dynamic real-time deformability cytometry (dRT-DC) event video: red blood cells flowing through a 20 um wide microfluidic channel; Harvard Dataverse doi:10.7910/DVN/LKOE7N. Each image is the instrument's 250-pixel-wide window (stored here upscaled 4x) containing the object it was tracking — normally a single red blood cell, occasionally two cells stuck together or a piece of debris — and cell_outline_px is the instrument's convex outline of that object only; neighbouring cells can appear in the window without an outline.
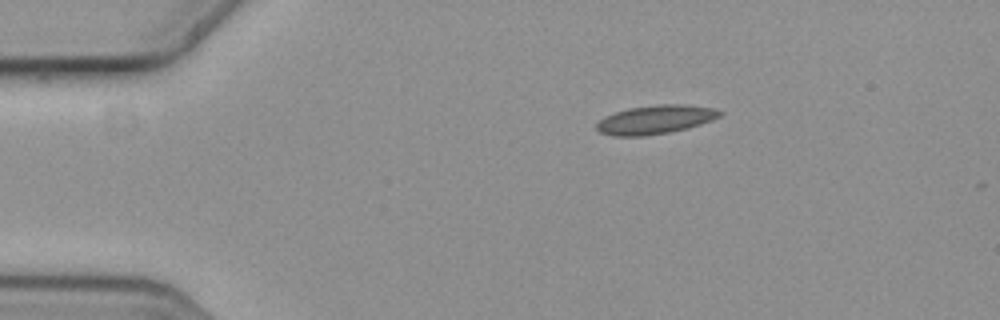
{"species": "common noctule bat (a hibernating species)", "species_latin": "Nyctalus noctula", "temperature_condition": "cold", "stored_images_in_passage": 5, "camera_frame_rate_fps": 3000, "um_per_image_px": 0.085, "animal": {"sex": "female", "body_mass_g": 19.3, "forearm_length_mm": 54.1}, "frame": {"image": 1, "passage_image": 1, "time_ms": 0.0, "image_size_px": [1000, 320], "cell_outline_px": [[724, 112], [720, 116], [712, 120], [688, 128], [668, 132], [644, 136], [612, 136], [600, 132], [596, 128], [596, 124], [604, 116], [628, 108], [660, 104], [684, 104], [712, 108]], "centroid_in_image_um": [55.69, 10.16], "position_along_channel_um": 29.3, "area_um2": 20.58}}